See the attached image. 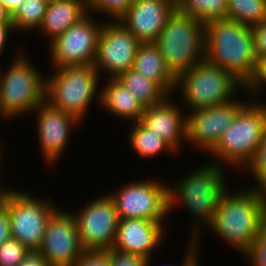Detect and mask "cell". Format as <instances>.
Segmentation results:
<instances>
[{
    "label": "cell",
    "instance_id": "42",
    "mask_svg": "<svg viewBox=\"0 0 266 266\" xmlns=\"http://www.w3.org/2000/svg\"><path fill=\"white\" fill-rule=\"evenodd\" d=\"M0 140H1V139H0ZM1 143H2V142H0V170H1V167H2L1 165L3 164V163L1 162V161H3V159H2L3 156H2V155H5V154H3V151H4L3 149H4V148H3V145H2Z\"/></svg>",
    "mask_w": 266,
    "mask_h": 266
},
{
    "label": "cell",
    "instance_id": "25",
    "mask_svg": "<svg viewBox=\"0 0 266 266\" xmlns=\"http://www.w3.org/2000/svg\"><path fill=\"white\" fill-rule=\"evenodd\" d=\"M226 19L246 26L266 20V0H227Z\"/></svg>",
    "mask_w": 266,
    "mask_h": 266
},
{
    "label": "cell",
    "instance_id": "13",
    "mask_svg": "<svg viewBox=\"0 0 266 266\" xmlns=\"http://www.w3.org/2000/svg\"><path fill=\"white\" fill-rule=\"evenodd\" d=\"M38 252L50 266H74L85 250L72 211L58 207L52 213Z\"/></svg>",
    "mask_w": 266,
    "mask_h": 266
},
{
    "label": "cell",
    "instance_id": "34",
    "mask_svg": "<svg viewBox=\"0 0 266 266\" xmlns=\"http://www.w3.org/2000/svg\"><path fill=\"white\" fill-rule=\"evenodd\" d=\"M74 266H110L108 251H85Z\"/></svg>",
    "mask_w": 266,
    "mask_h": 266
},
{
    "label": "cell",
    "instance_id": "33",
    "mask_svg": "<svg viewBox=\"0 0 266 266\" xmlns=\"http://www.w3.org/2000/svg\"><path fill=\"white\" fill-rule=\"evenodd\" d=\"M110 266H146V258L122 253L114 249L109 250Z\"/></svg>",
    "mask_w": 266,
    "mask_h": 266
},
{
    "label": "cell",
    "instance_id": "39",
    "mask_svg": "<svg viewBox=\"0 0 266 266\" xmlns=\"http://www.w3.org/2000/svg\"><path fill=\"white\" fill-rule=\"evenodd\" d=\"M13 31L15 32L12 23H0V56H2L7 46L8 37Z\"/></svg>",
    "mask_w": 266,
    "mask_h": 266
},
{
    "label": "cell",
    "instance_id": "32",
    "mask_svg": "<svg viewBox=\"0 0 266 266\" xmlns=\"http://www.w3.org/2000/svg\"><path fill=\"white\" fill-rule=\"evenodd\" d=\"M243 256L250 266H266V225Z\"/></svg>",
    "mask_w": 266,
    "mask_h": 266
},
{
    "label": "cell",
    "instance_id": "22",
    "mask_svg": "<svg viewBox=\"0 0 266 266\" xmlns=\"http://www.w3.org/2000/svg\"><path fill=\"white\" fill-rule=\"evenodd\" d=\"M147 79L157 82L169 95H175L177 78L169 70L155 43H141L135 54L133 67Z\"/></svg>",
    "mask_w": 266,
    "mask_h": 266
},
{
    "label": "cell",
    "instance_id": "15",
    "mask_svg": "<svg viewBox=\"0 0 266 266\" xmlns=\"http://www.w3.org/2000/svg\"><path fill=\"white\" fill-rule=\"evenodd\" d=\"M247 102L236 98L210 108L186 112V142L209 153Z\"/></svg>",
    "mask_w": 266,
    "mask_h": 266
},
{
    "label": "cell",
    "instance_id": "44",
    "mask_svg": "<svg viewBox=\"0 0 266 266\" xmlns=\"http://www.w3.org/2000/svg\"><path fill=\"white\" fill-rule=\"evenodd\" d=\"M171 1L175 6H177L182 0H169Z\"/></svg>",
    "mask_w": 266,
    "mask_h": 266
},
{
    "label": "cell",
    "instance_id": "41",
    "mask_svg": "<svg viewBox=\"0 0 266 266\" xmlns=\"http://www.w3.org/2000/svg\"><path fill=\"white\" fill-rule=\"evenodd\" d=\"M7 10L12 14L24 0H1Z\"/></svg>",
    "mask_w": 266,
    "mask_h": 266
},
{
    "label": "cell",
    "instance_id": "9",
    "mask_svg": "<svg viewBox=\"0 0 266 266\" xmlns=\"http://www.w3.org/2000/svg\"><path fill=\"white\" fill-rule=\"evenodd\" d=\"M9 188L1 204L7 209L10 218L11 238L18 240L29 251H38L49 218L58 207L51 203L50 198L38 199L28 191Z\"/></svg>",
    "mask_w": 266,
    "mask_h": 266
},
{
    "label": "cell",
    "instance_id": "37",
    "mask_svg": "<svg viewBox=\"0 0 266 266\" xmlns=\"http://www.w3.org/2000/svg\"><path fill=\"white\" fill-rule=\"evenodd\" d=\"M10 238V218L7 209L0 203V245Z\"/></svg>",
    "mask_w": 266,
    "mask_h": 266
},
{
    "label": "cell",
    "instance_id": "30",
    "mask_svg": "<svg viewBox=\"0 0 266 266\" xmlns=\"http://www.w3.org/2000/svg\"><path fill=\"white\" fill-rule=\"evenodd\" d=\"M29 252L18 240L10 238L0 245V266H18Z\"/></svg>",
    "mask_w": 266,
    "mask_h": 266
},
{
    "label": "cell",
    "instance_id": "21",
    "mask_svg": "<svg viewBox=\"0 0 266 266\" xmlns=\"http://www.w3.org/2000/svg\"><path fill=\"white\" fill-rule=\"evenodd\" d=\"M108 80V81H107ZM101 87V107L116 118L136 123L141 120L145 106L116 78L105 79Z\"/></svg>",
    "mask_w": 266,
    "mask_h": 266
},
{
    "label": "cell",
    "instance_id": "12",
    "mask_svg": "<svg viewBox=\"0 0 266 266\" xmlns=\"http://www.w3.org/2000/svg\"><path fill=\"white\" fill-rule=\"evenodd\" d=\"M78 236L85 251H108L112 249L119 216L109 194L85 203L75 213Z\"/></svg>",
    "mask_w": 266,
    "mask_h": 266
},
{
    "label": "cell",
    "instance_id": "28",
    "mask_svg": "<svg viewBox=\"0 0 266 266\" xmlns=\"http://www.w3.org/2000/svg\"><path fill=\"white\" fill-rule=\"evenodd\" d=\"M244 170L249 171L255 183L251 185L258 191L266 193V129L262 135L257 151Z\"/></svg>",
    "mask_w": 266,
    "mask_h": 266
},
{
    "label": "cell",
    "instance_id": "5",
    "mask_svg": "<svg viewBox=\"0 0 266 266\" xmlns=\"http://www.w3.org/2000/svg\"><path fill=\"white\" fill-rule=\"evenodd\" d=\"M18 50L7 69L0 68V117L28 116L45 100L46 78L26 52ZM4 72V73H3Z\"/></svg>",
    "mask_w": 266,
    "mask_h": 266
},
{
    "label": "cell",
    "instance_id": "6",
    "mask_svg": "<svg viewBox=\"0 0 266 266\" xmlns=\"http://www.w3.org/2000/svg\"><path fill=\"white\" fill-rule=\"evenodd\" d=\"M53 71L46 78L45 101L84 121L93 100L101 103L99 72L94 64L63 66Z\"/></svg>",
    "mask_w": 266,
    "mask_h": 266
},
{
    "label": "cell",
    "instance_id": "16",
    "mask_svg": "<svg viewBox=\"0 0 266 266\" xmlns=\"http://www.w3.org/2000/svg\"><path fill=\"white\" fill-rule=\"evenodd\" d=\"M32 113L37 116L35 130L45 164L55 166L67 149L71 131L76 126L83 125V122L74 115L51 106L45 100Z\"/></svg>",
    "mask_w": 266,
    "mask_h": 266
},
{
    "label": "cell",
    "instance_id": "31",
    "mask_svg": "<svg viewBox=\"0 0 266 266\" xmlns=\"http://www.w3.org/2000/svg\"><path fill=\"white\" fill-rule=\"evenodd\" d=\"M266 86V56L259 58L255 75L253 79L248 83L244 92L250 99L260 100L262 89ZM261 93V94H260Z\"/></svg>",
    "mask_w": 266,
    "mask_h": 266
},
{
    "label": "cell",
    "instance_id": "4",
    "mask_svg": "<svg viewBox=\"0 0 266 266\" xmlns=\"http://www.w3.org/2000/svg\"><path fill=\"white\" fill-rule=\"evenodd\" d=\"M265 129L266 104L249 98L208 154L218 165L243 170L257 151Z\"/></svg>",
    "mask_w": 266,
    "mask_h": 266
},
{
    "label": "cell",
    "instance_id": "23",
    "mask_svg": "<svg viewBox=\"0 0 266 266\" xmlns=\"http://www.w3.org/2000/svg\"><path fill=\"white\" fill-rule=\"evenodd\" d=\"M116 79L129 89L145 107L160 104L169 96L157 82L147 79L132 68L120 73Z\"/></svg>",
    "mask_w": 266,
    "mask_h": 266
},
{
    "label": "cell",
    "instance_id": "17",
    "mask_svg": "<svg viewBox=\"0 0 266 266\" xmlns=\"http://www.w3.org/2000/svg\"><path fill=\"white\" fill-rule=\"evenodd\" d=\"M175 9L169 0H134L117 21L140 43H155Z\"/></svg>",
    "mask_w": 266,
    "mask_h": 266
},
{
    "label": "cell",
    "instance_id": "43",
    "mask_svg": "<svg viewBox=\"0 0 266 266\" xmlns=\"http://www.w3.org/2000/svg\"><path fill=\"white\" fill-rule=\"evenodd\" d=\"M2 187L3 186H1V183H0V203L2 201V198H3V195H4L5 191L7 189V187H5V188H2Z\"/></svg>",
    "mask_w": 266,
    "mask_h": 266
},
{
    "label": "cell",
    "instance_id": "38",
    "mask_svg": "<svg viewBox=\"0 0 266 266\" xmlns=\"http://www.w3.org/2000/svg\"><path fill=\"white\" fill-rule=\"evenodd\" d=\"M18 266H50L38 251H30Z\"/></svg>",
    "mask_w": 266,
    "mask_h": 266
},
{
    "label": "cell",
    "instance_id": "18",
    "mask_svg": "<svg viewBox=\"0 0 266 266\" xmlns=\"http://www.w3.org/2000/svg\"><path fill=\"white\" fill-rule=\"evenodd\" d=\"M163 224L146 219H119L112 249L151 258L165 239L167 231Z\"/></svg>",
    "mask_w": 266,
    "mask_h": 266
},
{
    "label": "cell",
    "instance_id": "3",
    "mask_svg": "<svg viewBox=\"0 0 266 266\" xmlns=\"http://www.w3.org/2000/svg\"><path fill=\"white\" fill-rule=\"evenodd\" d=\"M205 60L247 86L258 63L250 27L230 19L205 24Z\"/></svg>",
    "mask_w": 266,
    "mask_h": 266
},
{
    "label": "cell",
    "instance_id": "7",
    "mask_svg": "<svg viewBox=\"0 0 266 266\" xmlns=\"http://www.w3.org/2000/svg\"><path fill=\"white\" fill-rule=\"evenodd\" d=\"M155 44L169 70L178 79L205 60V24L175 9Z\"/></svg>",
    "mask_w": 266,
    "mask_h": 266
},
{
    "label": "cell",
    "instance_id": "19",
    "mask_svg": "<svg viewBox=\"0 0 266 266\" xmlns=\"http://www.w3.org/2000/svg\"><path fill=\"white\" fill-rule=\"evenodd\" d=\"M169 95L162 103L145 107L140 122L162 137L179 154L186 143V112Z\"/></svg>",
    "mask_w": 266,
    "mask_h": 266
},
{
    "label": "cell",
    "instance_id": "2",
    "mask_svg": "<svg viewBox=\"0 0 266 266\" xmlns=\"http://www.w3.org/2000/svg\"><path fill=\"white\" fill-rule=\"evenodd\" d=\"M225 170V167L211 161L168 184L169 214L179 202L194 218L189 239L201 237L202 227L206 228L212 221L221 195L228 188Z\"/></svg>",
    "mask_w": 266,
    "mask_h": 266
},
{
    "label": "cell",
    "instance_id": "27",
    "mask_svg": "<svg viewBox=\"0 0 266 266\" xmlns=\"http://www.w3.org/2000/svg\"><path fill=\"white\" fill-rule=\"evenodd\" d=\"M176 9L207 24L214 20L226 19L227 0H182Z\"/></svg>",
    "mask_w": 266,
    "mask_h": 266
},
{
    "label": "cell",
    "instance_id": "36",
    "mask_svg": "<svg viewBox=\"0 0 266 266\" xmlns=\"http://www.w3.org/2000/svg\"><path fill=\"white\" fill-rule=\"evenodd\" d=\"M200 237L196 238L195 240L190 239L188 242L189 246H188V250L185 252V259L182 261V264H180L181 266H199L200 261L199 260V255L197 254L199 252V245L200 243ZM198 249V250H197ZM152 258H148L146 260V266H151L150 263L152 262ZM170 266V265H168Z\"/></svg>",
    "mask_w": 266,
    "mask_h": 266
},
{
    "label": "cell",
    "instance_id": "10",
    "mask_svg": "<svg viewBox=\"0 0 266 266\" xmlns=\"http://www.w3.org/2000/svg\"><path fill=\"white\" fill-rule=\"evenodd\" d=\"M168 184L154 179L134 180L109 192L119 219H146L164 223L169 215Z\"/></svg>",
    "mask_w": 266,
    "mask_h": 266
},
{
    "label": "cell",
    "instance_id": "24",
    "mask_svg": "<svg viewBox=\"0 0 266 266\" xmlns=\"http://www.w3.org/2000/svg\"><path fill=\"white\" fill-rule=\"evenodd\" d=\"M131 125L128 142L139 157L147 160L164 152L177 155V152L162 137L155 134L153 130L147 129L140 121Z\"/></svg>",
    "mask_w": 266,
    "mask_h": 266
},
{
    "label": "cell",
    "instance_id": "14",
    "mask_svg": "<svg viewBox=\"0 0 266 266\" xmlns=\"http://www.w3.org/2000/svg\"><path fill=\"white\" fill-rule=\"evenodd\" d=\"M105 20L98 39L97 55L94 67L109 78L133 67L135 54L140 42L118 21Z\"/></svg>",
    "mask_w": 266,
    "mask_h": 266
},
{
    "label": "cell",
    "instance_id": "8",
    "mask_svg": "<svg viewBox=\"0 0 266 266\" xmlns=\"http://www.w3.org/2000/svg\"><path fill=\"white\" fill-rule=\"evenodd\" d=\"M245 89L233 74L204 60L177 79L175 93L180 95L181 108L192 111L232 101L237 91Z\"/></svg>",
    "mask_w": 266,
    "mask_h": 266
},
{
    "label": "cell",
    "instance_id": "20",
    "mask_svg": "<svg viewBox=\"0 0 266 266\" xmlns=\"http://www.w3.org/2000/svg\"><path fill=\"white\" fill-rule=\"evenodd\" d=\"M88 13L87 0H49L38 32L45 34L50 43Z\"/></svg>",
    "mask_w": 266,
    "mask_h": 266
},
{
    "label": "cell",
    "instance_id": "35",
    "mask_svg": "<svg viewBox=\"0 0 266 266\" xmlns=\"http://www.w3.org/2000/svg\"><path fill=\"white\" fill-rule=\"evenodd\" d=\"M257 59L266 56V20L250 27Z\"/></svg>",
    "mask_w": 266,
    "mask_h": 266
},
{
    "label": "cell",
    "instance_id": "26",
    "mask_svg": "<svg viewBox=\"0 0 266 266\" xmlns=\"http://www.w3.org/2000/svg\"><path fill=\"white\" fill-rule=\"evenodd\" d=\"M49 0H24L12 13L15 32L36 31L40 27Z\"/></svg>",
    "mask_w": 266,
    "mask_h": 266
},
{
    "label": "cell",
    "instance_id": "1",
    "mask_svg": "<svg viewBox=\"0 0 266 266\" xmlns=\"http://www.w3.org/2000/svg\"><path fill=\"white\" fill-rule=\"evenodd\" d=\"M230 192H223L206 228L243 256L266 225V193L251 187Z\"/></svg>",
    "mask_w": 266,
    "mask_h": 266
},
{
    "label": "cell",
    "instance_id": "11",
    "mask_svg": "<svg viewBox=\"0 0 266 266\" xmlns=\"http://www.w3.org/2000/svg\"><path fill=\"white\" fill-rule=\"evenodd\" d=\"M94 17L95 15L88 13L49 43L48 51L52 69L94 64L98 39L104 23L98 22Z\"/></svg>",
    "mask_w": 266,
    "mask_h": 266
},
{
    "label": "cell",
    "instance_id": "29",
    "mask_svg": "<svg viewBox=\"0 0 266 266\" xmlns=\"http://www.w3.org/2000/svg\"><path fill=\"white\" fill-rule=\"evenodd\" d=\"M88 11L94 15H105L109 21H117L131 6L134 0H87Z\"/></svg>",
    "mask_w": 266,
    "mask_h": 266
},
{
    "label": "cell",
    "instance_id": "40",
    "mask_svg": "<svg viewBox=\"0 0 266 266\" xmlns=\"http://www.w3.org/2000/svg\"><path fill=\"white\" fill-rule=\"evenodd\" d=\"M0 23H12V14L0 0Z\"/></svg>",
    "mask_w": 266,
    "mask_h": 266
}]
</instances>
